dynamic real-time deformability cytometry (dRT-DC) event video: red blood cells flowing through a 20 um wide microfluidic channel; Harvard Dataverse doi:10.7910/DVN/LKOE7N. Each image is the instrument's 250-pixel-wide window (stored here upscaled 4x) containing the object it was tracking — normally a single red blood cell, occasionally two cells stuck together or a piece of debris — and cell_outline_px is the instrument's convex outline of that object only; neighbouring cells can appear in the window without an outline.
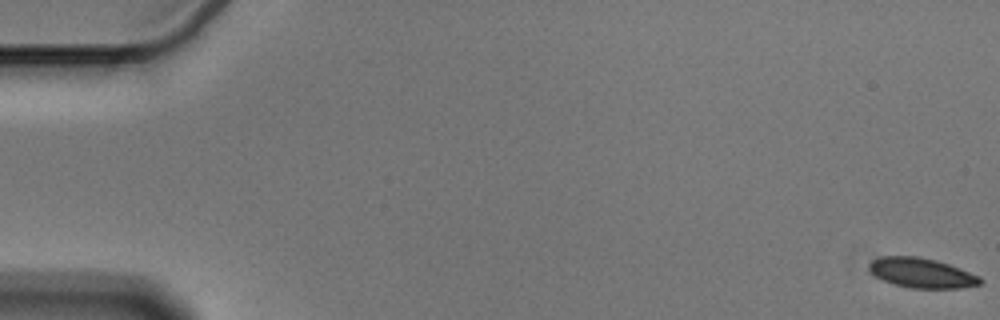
{"species": "Egyptian fruit bat (a non-hibernating species)", "species_latin": "Rousettus aegyptiacus", "temperature_condition": "cold", "stored_images_in_passage": 57, "camera_frame_rate_fps": 3000, "um_per_image_px": 0.085, "animal": {"sex": "male"}, "frame": {"image": 1, "passage_image": 1, "time_ms": 0.0, "image_size_px": [1000, 320], "cell_outline_px": [[984, 280], [980, 284], [960, 288], [908, 288], [884, 280], [876, 276], [868, 268], [868, 264], [872, 260], [880, 256], [916, 256], [936, 260], [960, 268], [980, 276]], "centroid_in_image_um": [78.35, 23.19], "position_along_channel_um": 6.6, "area_um2": 19.25}}
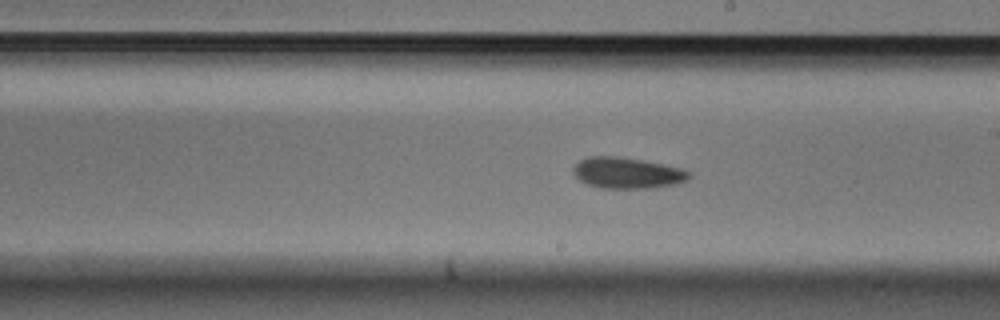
{"frame": {"image": 2, "passage_image": 33, "time_ms": 10.667, "image_size_px": [1000, 320], "cell_outline_px": [[692, 176], [688, 180], [676, 184], [652, 188], [600, 188], [588, 184], [580, 180], [572, 172], [572, 168], [580, 160], [588, 156], [620, 156], [644, 160], [684, 168]], "centroid_in_image_um": [53.34, 14.69], "position_along_channel_um": 235.7, "area_um2": 21.21}}
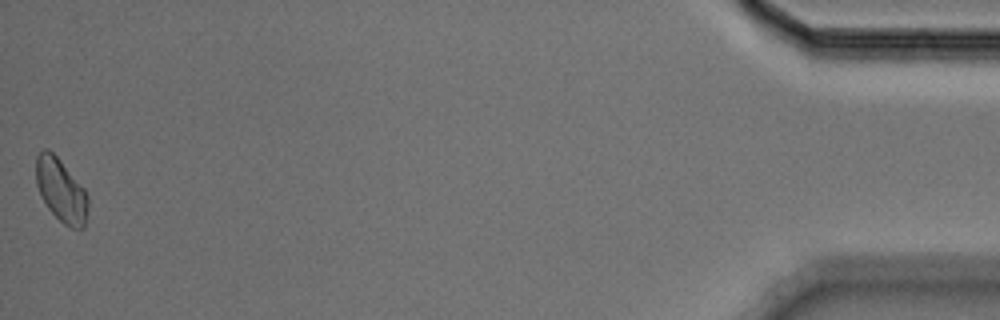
{"frame": {"image": 3, "passage_image": 57, "time_ms": 18.667, "image_size_px": [1000, 320], "cell_outline_px": [[88, 204], [84, 228], [72, 228], [64, 224], [48, 208], [36, 184], [36, 156], [44, 148], [48, 148], [60, 160], [84, 188], [88, 196]], "centroid_in_image_um": [5.19, 16.16], "position_along_channel_um": 430.0, "area_um2": 18.9}, "authors_computed_cell_mechanics": {"area_um2": 19.9988, "velocity_mm_per_s": 3.5717, "shape_relaxation_time_tau1_ms": 3.0945, "shape_relaxation_time_tau2_ms": null, "deformation_change_tau1": 0.064, "deformation_change_tau2": null}}